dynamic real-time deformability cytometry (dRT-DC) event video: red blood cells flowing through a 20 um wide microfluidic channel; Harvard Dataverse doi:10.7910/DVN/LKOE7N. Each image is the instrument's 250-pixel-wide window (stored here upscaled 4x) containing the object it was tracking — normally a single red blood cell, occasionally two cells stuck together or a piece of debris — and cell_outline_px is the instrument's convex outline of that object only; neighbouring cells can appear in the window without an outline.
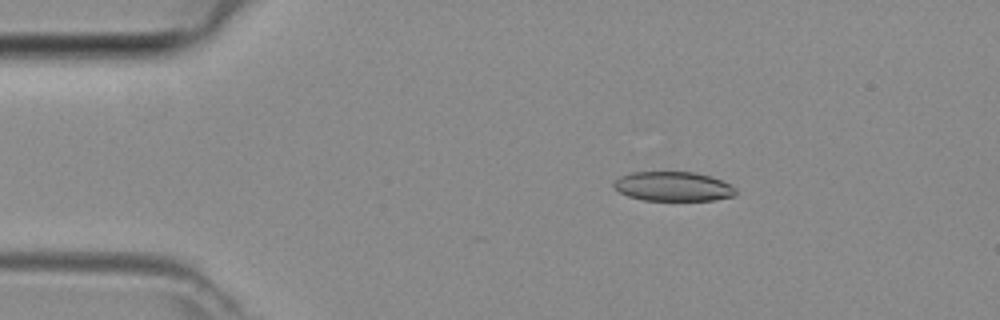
{"species": "common noctule bat (a hibernating species)", "species_latin": "Nyctalus noctula", "temperature_condition": "room temperature", "stored_images_in_passage": 46, "camera_frame_rate_fps": 3000, "um_per_image_px": 0.085, "animal": {"sex": "female", "body_mass_g": 29.2, "forearm_length_mm": 56.3}, "frame": {"image": 1, "passage_image": 8, "time_ms": 2.333, "image_size_px": [1000, 320], "cell_outline_px": [[736, 196], [716, 200], [644, 200], [628, 196], [620, 192], [612, 184], [620, 176], [632, 172], [696, 172], [720, 180], [736, 188]], "centroid_in_image_um": [57.23, 15.85], "position_along_channel_um": 27.8, "area_um2": 20.81}}
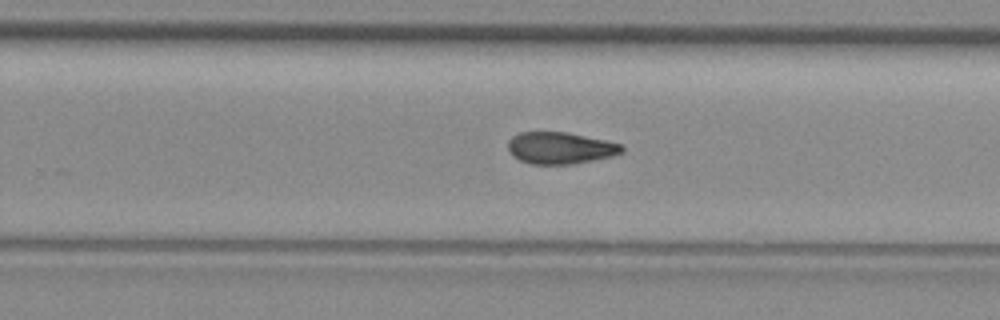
{"frame": {"image": 2, "passage_image": 29, "time_ms": 9.333, "image_size_px": [1000, 320], "cell_outline_px": [[624, 152], [612, 156], [572, 164], [532, 164], [520, 160], [512, 156], [508, 152], [508, 140], [512, 136], [520, 132], [568, 132], [624, 144]], "centroid_in_image_um": [47.62, 12.57], "position_along_channel_um": 282.2, "area_um2": 21.27}}
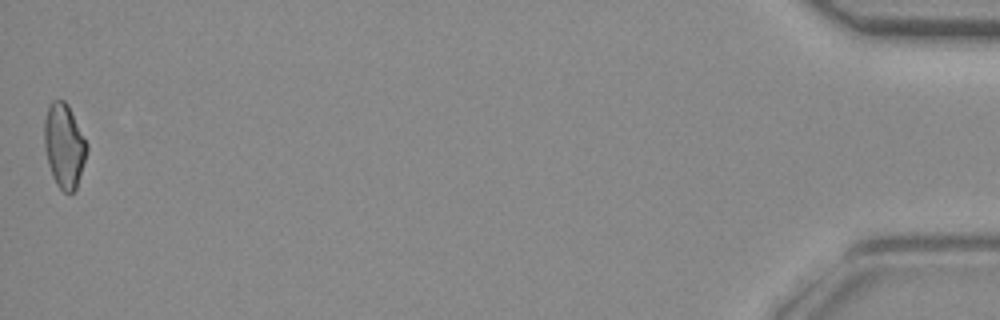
{"frame": {"image": 3, "passage_image": 46, "time_ms": 15.0, "image_size_px": [1000, 320], "cell_outline_px": [[88, 152], [76, 188], [72, 192], [64, 192], [56, 184], [52, 176], [48, 164], [44, 144], [44, 120], [48, 104], [52, 100], [64, 100], [68, 104], [88, 144]], "centroid_in_image_um": [5.45, 12.36], "position_along_channel_um": 429.7, "area_um2": 21.04}}